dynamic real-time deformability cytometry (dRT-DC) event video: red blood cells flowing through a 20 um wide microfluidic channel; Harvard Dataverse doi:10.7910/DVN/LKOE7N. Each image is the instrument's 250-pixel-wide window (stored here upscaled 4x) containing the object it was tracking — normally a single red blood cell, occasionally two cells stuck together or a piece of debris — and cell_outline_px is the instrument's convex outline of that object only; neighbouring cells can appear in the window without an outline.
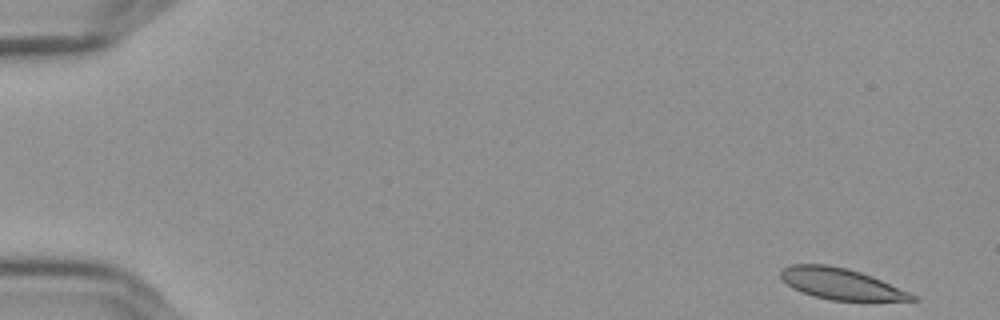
{"species": "Egyptian fruit bat (a non-hibernating species)", "species_latin": "Rousettus aegyptiacus", "temperature_condition": "cold", "stored_images_in_passage": 55, "camera_frame_rate_fps": 3000, "um_per_image_px": 0.085, "frame": {"image": 1, "passage_image": 1, "time_ms": 0.0, "image_size_px": [1000, 320], "cell_outline_px": [[920, 300], [832, 300], [812, 296], [792, 288], [780, 276], [780, 272], [784, 268], [792, 264], [828, 264], [848, 268], [872, 276], [908, 292], [916, 296]], "centroid_in_image_um": [71.45, 24.11], "position_along_channel_um": 13.6, "area_um2": 23.52}}
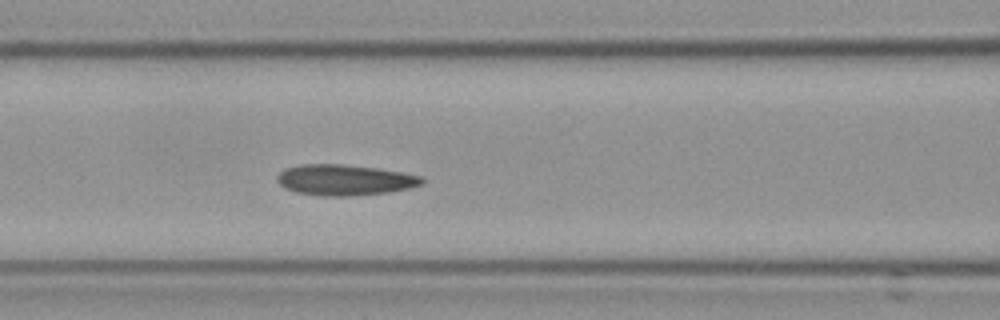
{"frame": {"image": 2, "passage_image": 23, "time_ms": 7.333, "image_size_px": [1000, 320], "cell_outline_px": [[424, 184], [408, 188], [388, 192], [352, 196], [320, 196], [296, 192], [280, 184], [276, 180], [276, 176], [284, 168], [300, 164], [344, 164], [376, 168], [424, 176]], "centroid_in_image_um": [29.3, 15.29], "position_along_channel_um": 137.3, "area_um2": 26.07}}
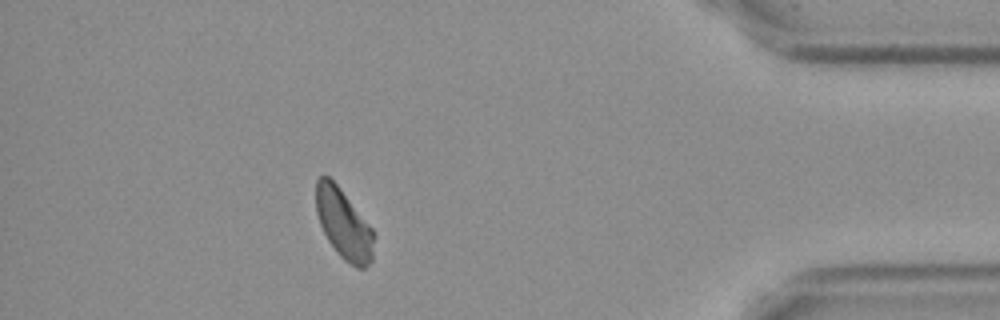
{"frame": {"image": 3, "passage_image": 49, "time_ms": 16.0, "image_size_px": [1000, 320], "cell_outline_px": [[372, 260], [364, 268], [356, 268], [344, 260], [340, 256], [328, 240], [320, 224], [316, 212], [316, 180], [320, 176], [328, 176], [340, 188], [372, 228]], "centroid_in_image_um": [29.18, 19.03], "position_along_channel_um": 406.0, "area_um2": 23.12}, "authors_computed_cell_mechanics": {"area_um2": 25.143, "velocity_mm_per_s": 3.5833, "shape_relaxation_time_tau1_ms": 6.7521, "shape_relaxation_time_tau2_ms": 3.5022, "deformation_change_tau1": 0.1276, "deformation_change_tau2": 0.0742}}